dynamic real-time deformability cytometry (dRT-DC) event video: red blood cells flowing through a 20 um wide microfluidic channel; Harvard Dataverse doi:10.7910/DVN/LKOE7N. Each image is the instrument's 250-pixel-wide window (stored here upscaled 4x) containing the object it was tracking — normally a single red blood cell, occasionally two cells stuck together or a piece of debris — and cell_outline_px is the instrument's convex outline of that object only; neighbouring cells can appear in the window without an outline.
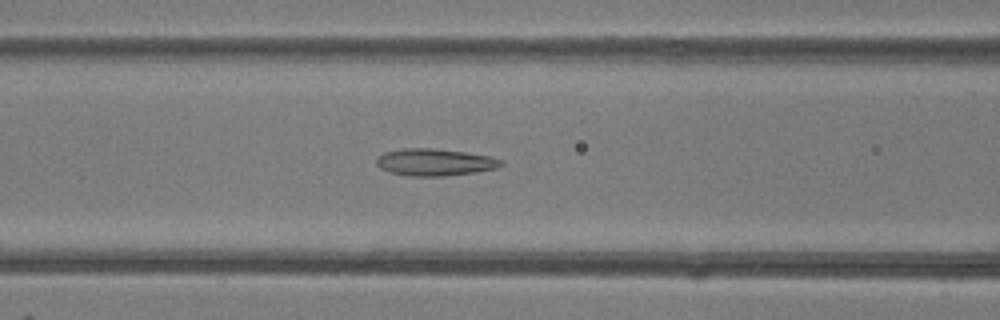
{"species": "common noctule bat (a hibernating species)", "species_latin": "Nyctalus noctula", "temperature_condition": "room temperature", "stored_images_in_passage": 49, "camera_frame_rate_fps": 3000, "um_per_image_px": 0.085, "animal": {"sex": "female"}, "frame": {"image": 1, "passage_image": 20, "time_ms": 6.333, "image_size_px": [1000, 320], "cell_outline_px": [[504, 164], [496, 168], [476, 172], [444, 176], [408, 176], [388, 172], [380, 168], [376, 164], [376, 156], [384, 152], [404, 148], [432, 148], [464, 152], [492, 156], [500, 160]], "centroid_in_image_um": [36.91, 13.79], "position_along_channel_um": 129.7, "area_um2": 19.77}}
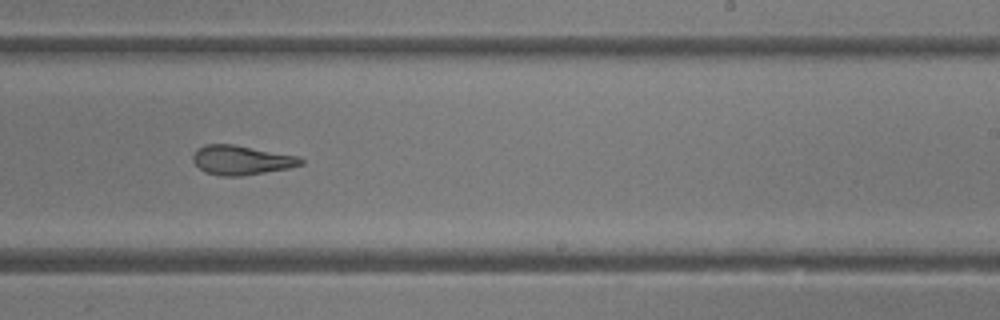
{"frame": {"image": 2, "passage_image": 30, "time_ms": 9.667, "image_size_px": [1000, 320], "cell_outline_px": [[304, 164], [288, 168], [240, 176], [220, 176], [204, 172], [192, 160], [192, 156], [196, 148], [204, 144], [232, 144], [300, 156], [304, 160]], "centroid_in_image_um": [20.5, 13.6], "position_along_channel_um": 268.5, "area_um2": 18.55}}
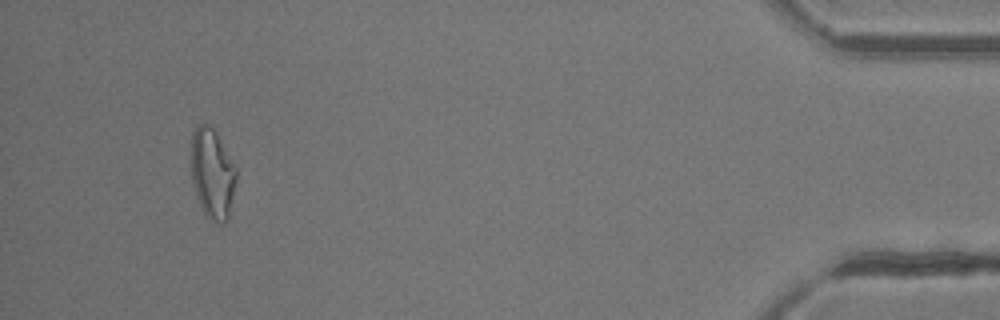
{"frame": {"image": 3, "passage_image": 46, "time_ms": 15.0, "image_size_px": [1000, 320], "cell_outline_px": [[236, 180], [228, 220], [224, 224], [220, 224], [212, 220], [204, 212], [200, 204], [192, 180], [192, 132], [196, 124], [204, 124], [212, 128], [216, 132], [236, 168]], "centroid_in_image_um": [18.06, 14.76], "position_along_channel_um": 417.1, "area_um2": 23.29}, "authors_computed_cell_mechanics": {"area_um2": 20.8658, "velocity_mm_per_s": 4.1732, "shape_relaxation_time_tau1_ms": 5.6709, "shape_relaxation_time_tau2_ms": 2.2893, "deformation_change_tau1": 0.1818, "deformation_change_tau2": 0.1199}}